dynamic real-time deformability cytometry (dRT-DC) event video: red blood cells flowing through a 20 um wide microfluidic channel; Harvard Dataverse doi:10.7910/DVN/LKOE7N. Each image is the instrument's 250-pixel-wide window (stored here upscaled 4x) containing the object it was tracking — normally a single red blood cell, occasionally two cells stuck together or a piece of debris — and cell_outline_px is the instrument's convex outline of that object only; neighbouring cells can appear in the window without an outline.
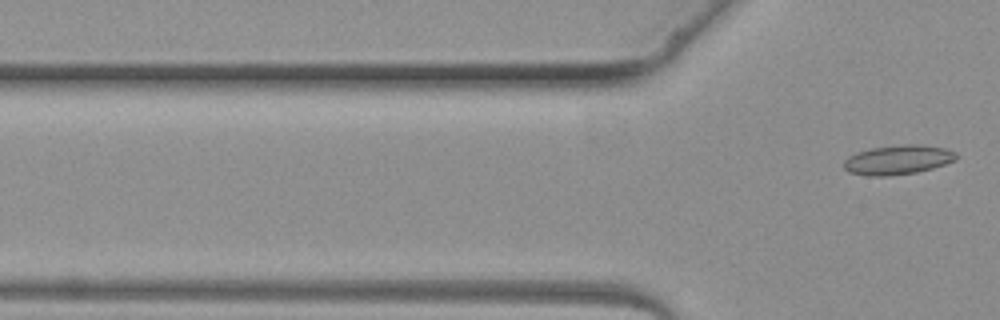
{"species": "common noctule bat (a hibernating species)", "species_latin": "Nyctalus noctula", "temperature_condition": "warm", "stored_images_in_passage": 3, "camera_frame_rate_fps": 3000, "um_per_image_px": 0.085, "animal": {"sex": "female", "body_mass_g": 19.3, "forearm_length_mm": 54.1}, "frame": {"image": 1, "passage_image": 3, "time_ms": 2.667, "image_size_px": [1000, 320], "cell_outline_px": [[956, 160], [932, 168], [916, 172], [888, 176], [868, 176], [848, 172], [844, 168], [844, 160], [848, 156], [856, 152], [872, 148], [904, 144], [920, 144], [944, 148], [956, 152]], "centroid_in_image_um": [76.29, 13.58], "position_along_channel_um": 49.5, "area_um2": 19.25}}